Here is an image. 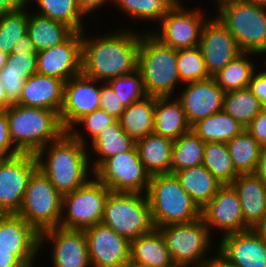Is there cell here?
I'll list each match as a JSON object with an SVG mask.
<instances>
[{"instance_id":"obj_1","label":"cell","mask_w":266,"mask_h":267,"mask_svg":"<svg viewBox=\"0 0 266 267\" xmlns=\"http://www.w3.org/2000/svg\"><path fill=\"white\" fill-rule=\"evenodd\" d=\"M96 37L82 31V73L100 82L133 73L142 32L131 27ZM133 30V31H132ZM140 32V33H139ZM91 37V38H89Z\"/></svg>"},{"instance_id":"obj_2","label":"cell","mask_w":266,"mask_h":267,"mask_svg":"<svg viewBox=\"0 0 266 267\" xmlns=\"http://www.w3.org/2000/svg\"><path fill=\"white\" fill-rule=\"evenodd\" d=\"M86 147L65 131L35 155L38 169L61 195L73 192L93 177L91 153Z\"/></svg>"},{"instance_id":"obj_3","label":"cell","mask_w":266,"mask_h":267,"mask_svg":"<svg viewBox=\"0 0 266 267\" xmlns=\"http://www.w3.org/2000/svg\"><path fill=\"white\" fill-rule=\"evenodd\" d=\"M6 114L11 140L21 153L36 155L65 132L54 110L12 104Z\"/></svg>"},{"instance_id":"obj_4","label":"cell","mask_w":266,"mask_h":267,"mask_svg":"<svg viewBox=\"0 0 266 267\" xmlns=\"http://www.w3.org/2000/svg\"><path fill=\"white\" fill-rule=\"evenodd\" d=\"M137 70L142 76L146 95L175 97V87L182 85L177 69V50L163 45L150 32L141 35Z\"/></svg>"},{"instance_id":"obj_5","label":"cell","mask_w":266,"mask_h":267,"mask_svg":"<svg viewBox=\"0 0 266 267\" xmlns=\"http://www.w3.org/2000/svg\"><path fill=\"white\" fill-rule=\"evenodd\" d=\"M155 228L194 221L200 209L182 188L174 174H156L150 178L146 193Z\"/></svg>"},{"instance_id":"obj_6","label":"cell","mask_w":266,"mask_h":267,"mask_svg":"<svg viewBox=\"0 0 266 267\" xmlns=\"http://www.w3.org/2000/svg\"><path fill=\"white\" fill-rule=\"evenodd\" d=\"M217 9L215 15L232 34L241 52L266 54V6L233 0Z\"/></svg>"},{"instance_id":"obj_7","label":"cell","mask_w":266,"mask_h":267,"mask_svg":"<svg viewBox=\"0 0 266 267\" xmlns=\"http://www.w3.org/2000/svg\"><path fill=\"white\" fill-rule=\"evenodd\" d=\"M101 223L130 242L150 233L155 227L146 194L110 192Z\"/></svg>"},{"instance_id":"obj_8","label":"cell","mask_w":266,"mask_h":267,"mask_svg":"<svg viewBox=\"0 0 266 267\" xmlns=\"http://www.w3.org/2000/svg\"><path fill=\"white\" fill-rule=\"evenodd\" d=\"M39 234L59 227L62 195L37 168L30 176L20 210L17 213Z\"/></svg>"},{"instance_id":"obj_9","label":"cell","mask_w":266,"mask_h":267,"mask_svg":"<svg viewBox=\"0 0 266 267\" xmlns=\"http://www.w3.org/2000/svg\"><path fill=\"white\" fill-rule=\"evenodd\" d=\"M158 229L165 238L175 266L201 267L208 258V250L214 248L213 236L201 217L191 222L162 226Z\"/></svg>"},{"instance_id":"obj_10","label":"cell","mask_w":266,"mask_h":267,"mask_svg":"<svg viewBox=\"0 0 266 267\" xmlns=\"http://www.w3.org/2000/svg\"><path fill=\"white\" fill-rule=\"evenodd\" d=\"M94 176L73 192L62 195V215L59 227L85 230L100 224L106 199L110 193Z\"/></svg>"},{"instance_id":"obj_11","label":"cell","mask_w":266,"mask_h":267,"mask_svg":"<svg viewBox=\"0 0 266 267\" xmlns=\"http://www.w3.org/2000/svg\"><path fill=\"white\" fill-rule=\"evenodd\" d=\"M183 4L179 0L162 17L159 25L152 27V30L144 29L143 33L150 32L163 45L175 50L198 47L202 27L209 15L205 17L206 14L199 7L190 9Z\"/></svg>"},{"instance_id":"obj_12","label":"cell","mask_w":266,"mask_h":267,"mask_svg":"<svg viewBox=\"0 0 266 267\" xmlns=\"http://www.w3.org/2000/svg\"><path fill=\"white\" fill-rule=\"evenodd\" d=\"M93 176L112 192L146 194L150 174L140 160L136 146L121 154L104 160L94 171Z\"/></svg>"},{"instance_id":"obj_13","label":"cell","mask_w":266,"mask_h":267,"mask_svg":"<svg viewBox=\"0 0 266 267\" xmlns=\"http://www.w3.org/2000/svg\"><path fill=\"white\" fill-rule=\"evenodd\" d=\"M37 168V158L30 153L0 159V214L18 213L28 180Z\"/></svg>"},{"instance_id":"obj_14","label":"cell","mask_w":266,"mask_h":267,"mask_svg":"<svg viewBox=\"0 0 266 267\" xmlns=\"http://www.w3.org/2000/svg\"><path fill=\"white\" fill-rule=\"evenodd\" d=\"M98 83V84H97ZM100 81L82 72L64 83L63 105L59 113L65 131L83 116L100 109Z\"/></svg>"},{"instance_id":"obj_15","label":"cell","mask_w":266,"mask_h":267,"mask_svg":"<svg viewBox=\"0 0 266 267\" xmlns=\"http://www.w3.org/2000/svg\"><path fill=\"white\" fill-rule=\"evenodd\" d=\"M200 217L212 235L216 229L222 236L249 230L244 223L239 195L232 185H222L200 210Z\"/></svg>"},{"instance_id":"obj_16","label":"cell","mask_w":266,"mask_h":267,"mask_svg":"<svg viewBox=\"0 0 266 267\" xmlns=\"http://www.w3.org/2000/svg\"><path fill=\"white\" fill-rule=\"evenodd\" d=\"M212 17L204 22L198 46L211 77L242 53L227 27L216 15Z\"/></svg>"},{"instance_id":"obj_17","label":"cell","mask_w":266,"mask_h":267,"mask_svg":"<svg viewBox=\"0 0 266 267\" xmlns=\"http://www.w3.org/2000/svg\"><path fill=\"white\" fill-rule=\"evenodd\" d=\"M45 243L53 248L50 255L52 267H91L84 230L48 229L40 234L41 252Z\"/></svg>"},{"instance_id":"obj_18","label":"cell","mask_w":266,"mask_h":267,"mask_svg":"<svg viewBox=\"0 0 266 267\" xmlns=\"http://www.w3.org/2000/svg\"><path fill=\"white\" fill-rule=\"evenodd\" d=\"M91 267H125L130 262L131 242L104 224L84 230Z\"/></svg>"},{"instance_id":"obj_19","label":"cell","mask_w":266,"mask_h":267,"mask_svg":"<svg viewBox=\"0 0 266 267\" xmlns=\"http://www.w3.org/2000/svg\"><path fill=\"white\" fill-rule=\"evenodd\" d=\"M0 251H12L26 267H35L40 234L17 214H0Z\"/></svg>"},{"instance_id":"obj_20","label":"cell","mask_w":266,"mask_h":267,"mask_svg":"<svg viewBox=\"0 0 266 267\" xmlns=\"http://www.w3.org/2000/svg\"><path fill=\"white\" fill-rule=\"evenodd\" d=\"M37 73L68 81L82 72V31L66 41L37 52Z\"/></svg>"},{"instance_id":"obj_21","label":"cell","mask_w":266,"mask_h":267,"mask_svg":"<svg viewBox=\"0 0 266 267\" xmlns=\"http://www.w3.org/2000/svg\"><path fill=\"white\" fill-rule=\"evenodd\" d=\"M181 93L176 97L186 113L187 120L192 126L216 112L223 110V89L213 77L209 79L183 84Z\"/></svg>"},{"instance_id":"obj_22","label":"cell","mask_w":266,"mask_h":267,"mask_svg":"<svg viewBox=\"0 0 266 267\" xmlns=\"http://www.w3.org/2000/svg\"><path fill=\"white\" fill-rule=\"evenodd\" d=\"M215 247L236 267H266V241L253 229L220 237Z\"/></svg>"},{"instance_id":"obj_23","label":"cell","mask_w":266,"mask_h":267,"mask_svg":"<svg viewBox=\"0 0 266 267\" xmlns=\"http://www.w3.org/2000/svg\"><path fill=\"white\" fill-rule=\"evenodd\" d=\"M64 83L59 78L34 73L25 80L16 104L50 109L59 114L63 105Z\"/></svg>"},{"instance_id":"obj_24","label":"cell","mask_w":266,"mask_h":267,"mask_svg":"<svg viewBox=\"0 0 266 267\" xmlns=\"http://www.w3.org/2000/svg\"><path fill=\"white\" fill-rule=\"evenodd\" d=\"M231 185L239 195L244 223L253 229L266 214V184L253 173L240 174Z\"/></svg>"},{"instance_id":"obj_25","label":"cell","mask_w":266,"mask_h":267,"mask_svg":"<svg viewBox=\"0 0 266 267\" xmlns=\"http://www.w3.org/2000/svg\"><path fill=\"white\" fill-rule=\"evenodd\" d=\"M129 263L140 267H175L165 238L157 228L131 241Z\"/></svg>"},{"instance_id":"obj_26","label":"cell","mask_w":266,"mask_h":267,"mask_svg":"<svg viewBox=\"0 0 266 267\" xmlns=\"http://www.w3.org/2000/svg\"><path fill=\"white\" fill-rule=\"evenodd\" d=\"M189 131H191V125L181 102L177 98L173 99L172 96L157 97L154 108L153 132L176 140Z\"/></svg>"},{"instance_id":"obj_27","label":"cell","mask_w":266,"mask_h":267,"mask_svg":"<svg viewBox=\"0 0 266 267\" xmlns=\"http://www.w3.org/2000/svg\"><path fill=\"white\" fill-rule=\"evenodd\" d=\"M89 143L86 145V148H89L87 151L91 150L94 155L91 157L89 154V161H91L89 164L92 171L104 160L116 154L131 151L136 146V142L123 131L118 120L105 128Z\"/></svg>"},{"instance_id":"obj_28","label":"cell","mask_w":266,"mask_h":267,"mask_svg":"<svg viewBox=\"0 0 266 267\" xmlns=\"http://www.w3.org/2000/svg\"><path fill=\"white\" fill-rule=\"evenodd\" d=\"M173 140L156 133L136 141V148L145 170L152 175L171 174Z\"/></svg>"},{"instance_id":"obj_29","label":"cell","mask_w":266,"mask_h":267,"mask_svg":"<svg viewBox=\"0 0 266 267\" xmlns=\"http://www.w3.org/2000/svg\"><path fill=\"white\" fill-rule=\"evenodd\" d=\"M33 12V13H32ZM75 31L68 25L28 10L27 34L37 52L66 41Z\"/></svg>"},{"instance_id":"obj_30","label":"cell","mask_w":266,"mask_h":267,"mask_svg":"<svg viewBox=\"0 0 266 267\" xmlns=\"http://www.w3.org/2000/svg\"><path fill=\"white\" fill-rule=\"evenodd\" d=\"M174 175L200 210L211 201L222 186L202 164L180 170Z\"/></svg>"},{"instance_id":"obj_31","label":"cell","mask_w":266,"mask_h":267,"mask_svg":"<svg viewBox=\"0 0 266 267\" xmlns=\"http://www.w3.org/2000/svg\"><path fill=\"white\" fill-rule=\"evenodd\" d=\"M156 96H145L125 108L118 119L123 131L135 142L153 133Z\"/></svg>"},{"instance_id":"obj_32","label":"cell","mask_w":266,"mask_h":267,"mask_svg":"<svg viewBox=\"0 0 266 267\" xmlns=\"http://www.w3.org/2000/svg\"><path fill=\"white\" fill-rule=\"evenodd\" d=\"M245 128L224 110L197 121L191 130L204 142H229Z\"/></svg>"},{"instance_id":"obj_33","label":"cell","mask_w":266,"mask_h":267,"mask_svg":"<svg viewBox=\"0 0 266 267\" xmlns=\"http://www.w3.org/2000/svg\"><path fill=\"white\" fill-rule=\"evenodd\" d=\"M256 55L242 52L213 76L224 93L249 87L252 75L258 67L254 64L255 60L251 59L252 56Z\"/></svg>"},{"instance_id":"obj_34","label":"cell","mask_w":266,"mask_h":267,"mask_svg":"<svg viewBox=\"0 0 266 267\" xmlns=\"http://www.w3.org/2000/svg\"><path fill=\"white\" fill-rule=\"evenodd\" d=\"M28 6L37 4L35 12L52 20L70 26L74 31H83L86 15L78 6L77 0H27ZM31 2V3H30ZM30 4V5H29Z\"/></svg>"},{"instance_id":"obj_35","label":"cell","mask_w":266,"mask_h":267,"mask_svg":"<svg viewBox=\"0 0 266 267\" xmlns=\"http://www.w3.org/2000/svg\"><path fill=\"white\" fill-rule=\"evenodd\" d=\"M202 165L221 185H231L240 175L234 167L226 142L205 143Z\"/></svg>"},{"instance_id":"obj_36","label":"cell","mask_w":266,"mask_h":267,"mask_svg":"<svg viewBox=\"0 0 266 267\" xmlns=\"http://www.w3.org/2000/svg\"><path fill=\"white\" fill-rule=\"evenodd\" d=\"M234 167L239 174H253L262 146L244 129L227 142Z\"/></svg>"},{"instance_id":"obj_37","label":"cell","mask_w":266,"mask_h":267,"mask_svg":"<svg viewBox=\"0 0 266 267\" xmlns=\"http://www.w3.org/2000/svg\"><path fill=\"white\" fill-rule=\"evenodd\" d=\"M205 143L191 130L173 140L171 174L202 164Z\"/></svg>"},{"instance_id":"obj_38","label":"cell","mask_w":266,"mask_h":267,"mask_svg":"<svg viewBox=\"0 0 266 267\" xmlns=\"http://www.w3.org/2000/svg\"><path fill=\"white\" fill-rule=\"evenodd\" d=\"M262 109L260 100L249 88L224 93L223 110L244 128Z\"/></svg>"},{"instance_id":"obj_39","label":"cell","mask_w":266,"mask_h":267,"mask_svg":"<svg viewBox=\"0 0 266 267\" xmlns=\"http://www.w3.org/2000/svg\"><path fill=\"white\" fill-rule=\"evenodd\" d=\"M179 0H113V5L126 13L129 19L160 23L162 17ZM159 20V21H158Z\"/></svg>"},{"instance_id":"obj_40","label":"cell","mask_w":266,"mask_h":267,"mask_svg":"<svg viewBox=\"0 0 266 267\" xmlns=\"http://www.w3.org/2000/svg\"><path fill=\"white\" fill-rule=\"evenodd\" d=\"M28 6L0 15V50L8 55L18 40L27 34Z\"/></svg>"},{"instance_id":"obj_41","label":"cell","mask_w":266,"mask_h":267,"mask_svg":"<svg viewBox=\"0 0 266 267\" xmlns=\"http://www.w3.org/2000/svg\"><path fill=\"white\" fill-rule=\"evenodd\" d=\"M177 69L182 84L211 77L199 47L177 50Z\"/></svg>"},{"instance_id":"obj_42","label":"cell","mask_w":266,"mask_h":267,"mask_svg":"<svg viewBox=\"0 0 266 267\" xmlns=\"http://www.w3.org/2000/svg\"><path fill=\"white\" fill-rule=\"evenodd\" d=\"M116 121L117 119L112 115H109L105 110L97 109L79 119L75 123V125H73V127L68 130V132L81 144L87 145L105 128L114 124ZM77 126L78 128H76ZM79 126H81L82 128ZM77 129H80V131ZM81 129L84 133L81 131ZM86 133H88V137L85 135ZM89 137L90 139H88Z\"/></svg>"},{"instance_id":"obj_43","label":"cell","mask_w":266,"mask_h":267,"mask_svg":"<svg viewBox=\"0 0 266 267\" xmlns=\"http://www.w3.org/2000/svg\"><path fill=\"white\" fill-rule=\"evenodd\" d=\"M106 83L115 91L125 107L147 96L142 76L137 69L133 73L113 78Z\"/></svg>"},{"instance_id":"obj_44","label":"cell","mask_w":266,"mask_h":267,"mask_svg":"<svg viewBox=\"0 0 266 267\" xmlns=\"http://www.w3.org/2000/svg\"><path fill=\"white\" fill-rule=\"evenodd\" d=\"M34 73L37 72H15L7 71L4 68L0 70V82L11 104H16L18 102L25 80Z\"/></svg>"},{"instance_id":"obj_45","label":"cell","mask_w":266,"mask_h":267,"mask_svg":"<svg viewBox=\"0 0 266 267\" xmlns=\"http://www.w3.org/2000/svg\"><path fill=\"white\" fill-rule=\"evenodd\" d=\"M100 97V109L105 110L109 115H112L118 120L126 107L106 82H100Z\"/></svg>"},{"instance_id":"obj_46","label":"cell","mask_w":266,"mask_h":267,"mask_svg":"<svg viewBox=\"0 0 266 267\" xmlns=\"http://www.w3.org/2000/svg\"><path fill=\"white\" fill-rule=\"evenodd\" d=\"M37 54H10L3 67L7 71L37 72Z\"/></svg>"},{"instance_id":"obj_47","label":"cell","mask_w":266,"mask_h":267,"mask_svg":"<svg viewBox=\"0 0 266 267\" xmlns=\"http://www.w3.org/2000/svg\"><path fill=\"white\" fill-rule=\"evenodd\" d=\"M21 154L14 146L10 132L6 111L0 112V159L10 158Z\"/></svg>"},{"instance_id":"obj_48","label":"cell","mask_w":266,"mask_h":267,"mask_svg":"<svg viewBox=\"0 0 266 267\" xmlns=\"http://www.w3.org/2000/svg\"><path fill=\"white\" fill-rule=\"evenodd\" d=\"M245 129L261 146H266V108H263Z\"/></svg>"},{"instance_id":"obj_49","label":"cell","mask_w":266,"mask_h":267,"mask_svg":"<svg viewBox=\"0 0 266 267\" xmlns=\"http://www.w3.org/2000/svg\"><path fill=\"white\" fill-rule=\"evenodd\" d=\"M266 65V61L263 62ZM260 71V72H258ZM252 93L260 100L263 108H266V69L256 70L251 78L248 87Z\"/></svg>"},{"instance_id":"obj_50","label":"cell","mask_w":266,"mask_h":267,"mask_svg":"<svg viewBox=\"0 0 266 267\" xmlns=\"http://www.w3.org/2000/svg\"><path fill=\"white\" fill-rule=\"evenodd\" d=\"M109 2V5H111L113 0H77L78 6L86 16H90L91 13V16L94 15V11L99 10V8L103 7Z\"/></svg>"},{"instance_id":"obj_51","label":"cell","mask_w":266,"mask_h":267,"mask_svg":"<svg viewBox=\"0 0 266 267\" xmlns=\"http://www.w3.org/2000/svg\"><path fill=\"white\" fill-rule=\"evenodd\" d=\"M17 53L37 54L33 42L31 41L28 34H25L23 37H21L20 40H18L15 46L12 48L11 54Z\"/></svg>"},{"instance_id":"obj_52","label":"cell","mask_w":266,"mask_h":267,"mask_svg":"<svg viewBox=\"0 0 266 267\" xmlns=\"http://www.w3.org/2000/svg\"><path fill=\"white\" fill-rule=\"evenodd\" d=\"M215 256L208 257L201 267H236L231 261H229L223 254L217 249L215 250Z\"/></svg>"},{"instance_id":"obj_53","label":"cell","mask_w":266,"mask_h":267,"mask_svg":"<svg viewBox=\"0 0 266 267\" xmlns=\"http://www.w3.org/2000/svg\"><path fill=\"white\" fill-rule=\"evenodd\" d=\"M0 267H26L12 251H0Z\"/></svg>"},{"instance_id":"obj_54","label":"cell","mask_w":266,"mask_h":267,"mask_svg":"<svg viewBox=\"0 0 266 267\" xmlns=\"http://www.w3.org/2000/svg\"><path fill=\"white\" fill-rule=\"evenodd\" d=\"M28 6L27 0H0V15L9 11H17Z\"/></svg>"},{"instance_id":"obj_55","label":"cell","mask_w":266,"mask_h":267,"mask_svg":"<svg viewBox=\"0 0 266 267\" xmlns=\"http://www.w3.org/2000/svg\"><path fill=\"white\" fill-rule=\"evenodd\" d=\"M266 184V146H262L257 167L254 172Z\"/></svg>"},{"instance_id":"obj_56","label":"cell","mask_w":266,"mask_h":267,"mask_svg":"<svg viewBox=\"0 0 266 267\" xmlns=\"http://www.w3.org/2000/svg\"><path fill=\"white\" fill-rule=\"evenodd\" d=\"M12 106V104L8 101L6 92L2 83L0 82V112L6 111Z\"/></svg>"},{"instance_id":"obj_57","label":"cell","mask_w":266,"mask_h":267,"mask_svg":"<svg viewBox=\"0 0 266 267\" xmlns=\"http://www.w3.org/2000/svg\"><path fill=\"white\" fill-rule=\"evenodd\" d=\"M253 230L266 241V214L262 220L253 228Z\"/></svg>"},{"instance_id":"obj_58","label":"cell","mask_w":266,"mask_h":267,"mask_svg":"<svg viewBox=\"0 0 266 267\" xmlns=\"http://www.w3.org/2000/svg\"><path fill=\"white\" fill-rule=\"evenodd\" d=\"M8 54L4 53L0 50V70L5 66V64L7 63V59H8Z\"/></svg>"},{"instance_id":"obj_59","label":"cell","mask_w":266,"mask_h":267,"mask_svg":"<svg viewBox=\"0 0 266 267\" xmlns=\"http://www.w3.org/2000/svg\"><path fill=\"white\" fill-rule=\"evenodd\" d=\"M243 1L266 6V0H243Z\"/></svg>"},{"instance_id":"obj_60","label":"cell","mask_w":266,"mask_h":267,"mask_svg":"<svg viewBox=\"0 0 266 267\" xmlns=\"http://www.w3.org/2000/svg\"><path fill=\"white\" fill-rule=\"evenodd\" d=\"M183 1V0H182ZM214 1V0H213ZM216 2V6H218L217 8H219L221 5L232 2L233 0H215Z\"/></svg>"},{"instance_id":"obj_61","label":"cell","mask_w":266,"mask_h":267,"mask_svg":"<svg viewBox=\"0 0 266 267\" xmlns=\"http://www.w3.org/2000/svg\"><path fill=\"white\" fill-rule=\"evenodd\" d=\"M125 267H140V266L134 265L132 263H128Z\"/></svg>"}]
</instances>
